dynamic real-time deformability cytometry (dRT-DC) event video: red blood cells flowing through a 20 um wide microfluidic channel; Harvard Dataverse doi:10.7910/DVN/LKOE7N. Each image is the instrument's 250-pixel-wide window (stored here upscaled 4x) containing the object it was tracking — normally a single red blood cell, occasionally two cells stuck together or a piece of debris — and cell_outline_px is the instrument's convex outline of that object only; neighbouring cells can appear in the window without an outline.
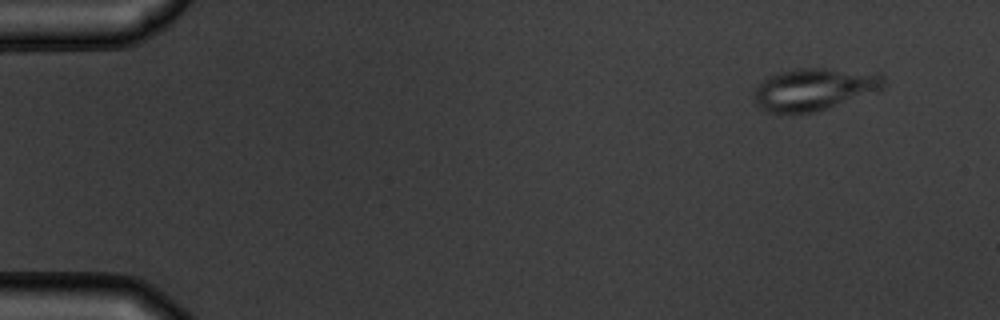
{"species": "common noctule bat (a hibernating species)", "species_latin": "Nyctalus noctula", "temperature_condition": "warm", "stored_images_in_passage": 7, "camera_frame_rate_fps": 3000, "um_per_image_px": 0.085, "animal": {"sex": "male", "body_mass_g": 19.5, "forearm_length_mm": 54.6}, "frame": {"image": 1, "passage_image": 1, "time_ms": 0.0, "image_size_px": [1000, 320], "cell_outline_px": [[884, 88], [876, 92], [824, 108], [808, 112], [764, 112], [756, 104], [756, 88], [768, 76], [796, 68], [824, 68], [880, 72], [884, 76]], "centroid_in_image_um": [69.26, 7.55], "position_along_channel_um": 15.7, "area_um2": 31.44}}